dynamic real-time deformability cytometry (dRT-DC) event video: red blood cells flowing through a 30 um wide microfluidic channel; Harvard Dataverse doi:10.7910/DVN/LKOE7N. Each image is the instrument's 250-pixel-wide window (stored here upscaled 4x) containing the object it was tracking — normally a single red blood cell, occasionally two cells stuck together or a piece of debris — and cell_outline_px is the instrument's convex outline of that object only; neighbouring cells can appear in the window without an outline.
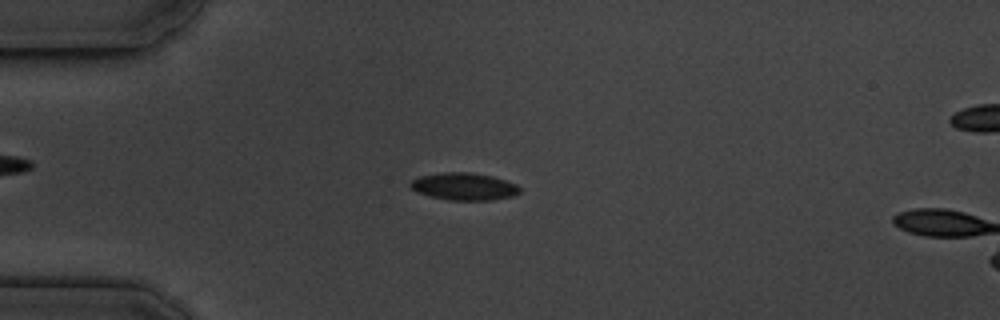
{"species": "common noctule bat (a hibernating species)", "species_latin": "Nyctalus noctula", "temperature_condition": "cold", "stored_images_in_passage": 10, "camera_frame_rate_fps": 3000, "um_per_image_px": 0.085, "animal": {"sex": "male", "body_mass_g": 19.5, "forearm_length_mm": 54.6}, "frame": {"image": 1, "passage_image": 9, "time_ms": 2.667, "image_size_px": [1000, 320], "cell_outline_px": [[516, 188], [512, 192], [484, 196], [452, 196], [432, 192], [416, 188], [416, 184], [424, 180], [444, 176], [476, 176], [492, 180]], "centroid_in_image_um": [39.45, 15.83], "position_along_channel_um": 45.5, "area_um2": 10.64}}